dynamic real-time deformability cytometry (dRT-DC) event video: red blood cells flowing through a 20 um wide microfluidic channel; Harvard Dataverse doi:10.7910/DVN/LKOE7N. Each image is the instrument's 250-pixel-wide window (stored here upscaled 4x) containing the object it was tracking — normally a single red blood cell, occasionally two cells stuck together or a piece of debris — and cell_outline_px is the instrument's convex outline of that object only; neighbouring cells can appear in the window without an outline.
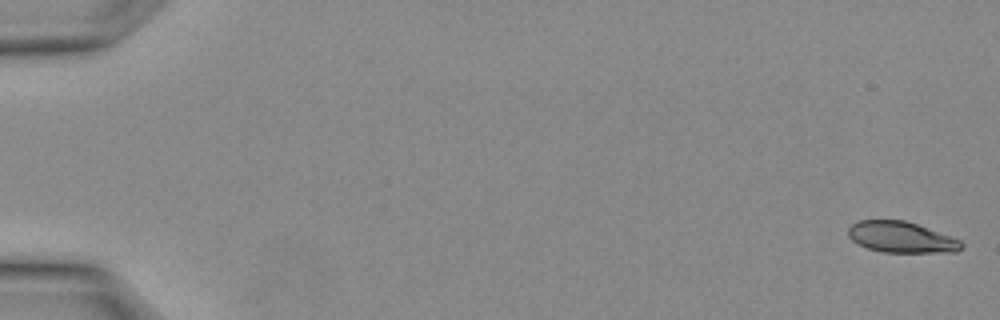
{"species": "Egyptian fruit bat (a non-hibernating species)", "species_latin": "Rousettus aegyptiacus", "temperature_condition": "warm", "stored_images_in_passage": 20, "camera_frame_rate_fps": 3000, "um_per_image_px": 0.085, "animal": {"sex": "female"}, "frame": {"image": 1, "passage_image": 1, "time_ms": 0.0, "image_size_px": [1000, 320], "cell_outline_px": [[964, 248], [956, 252], [884, 252], [868, 248], [856, 244], [848, 236], [848, 228], [852, 224], [860, 220], [904, 220], [916, 224], [960, 240], [964, 244]], "centroid_in_image_um": [76.59, 20.17], "position_along_channel_um": 8.4, "area_um2": 20.35}}
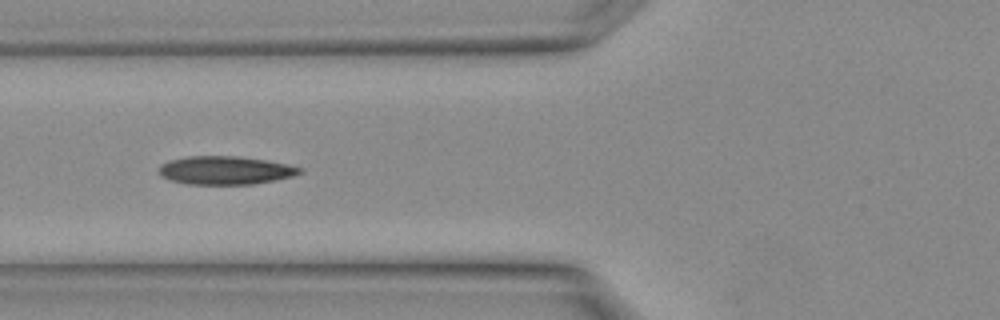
{"frame": {"image": 2, "passage_image": 13, "time_ms": 4.0, "image_size_px": [1000, 320], "cell_outline_px": [[304, 172], [292, 176], [276, 180], [252, 184], [188, 184], [172, 180], [160, 176], [160, 164], [168, 160], [188, 156], [236, 156], [264, 160], [304, 168]], "centroid_in_image_um": [19.15, 14.47], "position_along_channel_um": 106.7, "area_um2": 23.12}}
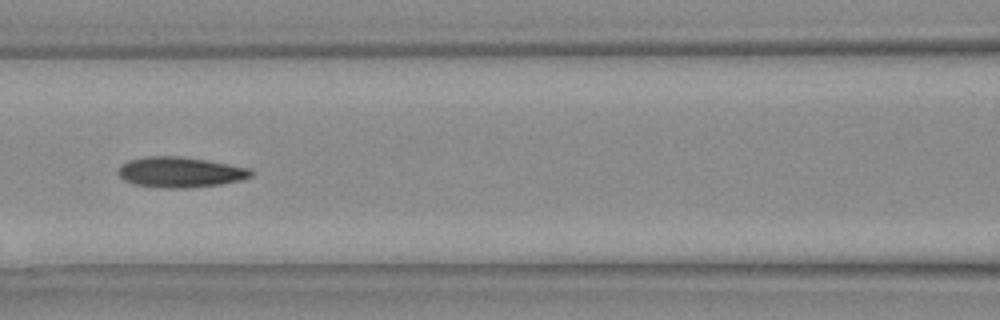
{"frame": {"image": 3, "passage_image": 15, "time_ms": 4.667, "image_size_px": [1000, 320], "cell_outline_px": [[256, 172], [252, 176], [240, 180], [220, 184], [180, 188], [168, 188], [136, 184], [124, 180], [116, 172], [120, 164], [128, 160], [144, 156], [180, 156], [208, 160], [252, 168]], "centroid_in_image_um": [15.33, 14.61], "position_along_channel_um": 151.3, "area_um2": 23.7}}